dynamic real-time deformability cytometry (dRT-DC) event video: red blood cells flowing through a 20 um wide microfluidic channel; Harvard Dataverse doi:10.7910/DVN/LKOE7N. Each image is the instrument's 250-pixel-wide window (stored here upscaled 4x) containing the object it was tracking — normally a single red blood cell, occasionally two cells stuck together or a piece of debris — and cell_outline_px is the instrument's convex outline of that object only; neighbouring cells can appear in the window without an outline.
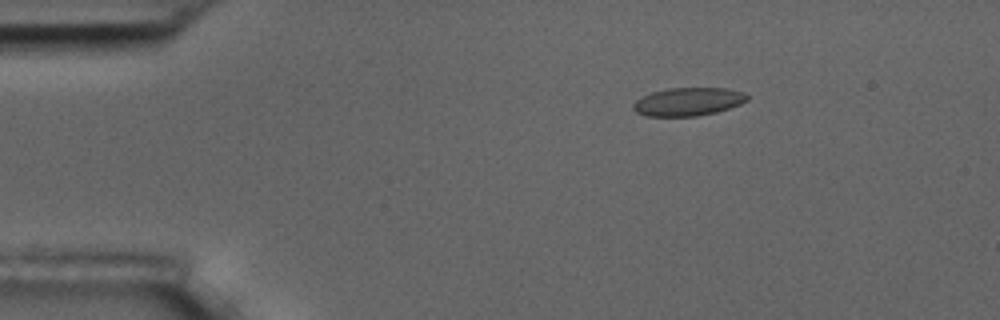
{"species": "common noctule bat (a hibernating species)", "species_latin": "Nyctalus noctula", "temperature_condition": "room temperature", "stored_images_in_passage": 5, "camera_frame_rate_fps": 3000, "um_per_image_px": 0.085, "animal": {"sex": "male", "body_mass_g": 17.5, "forearm_length_mm": 52.3}, "frame": {"image": 1, "passage_image": 3, "time_ms": 2.333, "image_size_px": [1000, 320], "cell_outline_px": [[748, 100], [740, 104], [716, 112], [696, 116], [648, 116], [636, 112], [632, 108], [632, 104], [636, 100], [652, 92], [668, 88], [728, 88], [744, 92], [748, 96]], "centroid_in_image_um": [58.5, 8.64], "position_along_channel_um": 26.5, "area_um2": 18.67}}